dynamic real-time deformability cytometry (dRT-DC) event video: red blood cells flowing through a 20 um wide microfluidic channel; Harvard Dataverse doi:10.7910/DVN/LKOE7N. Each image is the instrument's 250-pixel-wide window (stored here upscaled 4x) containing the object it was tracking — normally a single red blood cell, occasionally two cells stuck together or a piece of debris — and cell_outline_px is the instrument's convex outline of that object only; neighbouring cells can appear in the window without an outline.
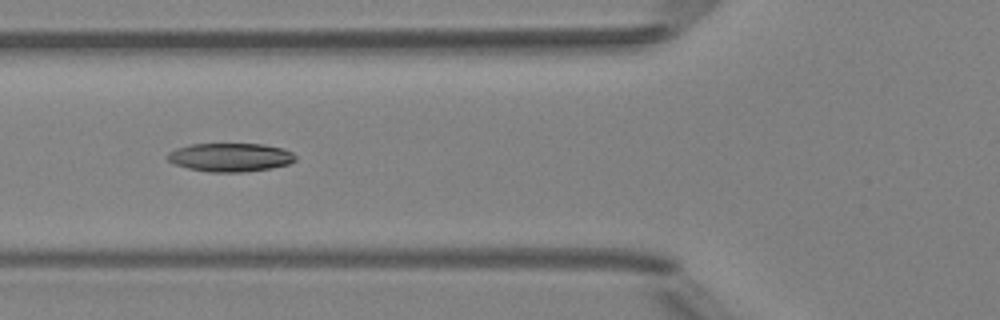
{"species": "Egyptian fruit bat (a non-hibernating species)", "species_latin": "Rousettus aegyptiacus", "temperature_condition": "room temperature", "stored_images_in_passage": 4, "camera_frame_rate_fps": 3000, "um_per_image_px": 0.085, "animal": {"sex": "female"}, "frame": {"image": 1, "passage_image": 4, "time_ms": 3.333, "image_size_px": [1000, 320], "cell_outline_px": [[296, 160], [288, 164], [272, 168], [244, 172], [208, 172], [188, 168], [176, 164], [168, 160], [164, 156], [168, 152], [176, 148], [188, 144], [264, 144], [284, 148], [292, 152], [296, 156]], "centroid_in_image_um": [19.57, 13.36], "position_along_channel_um": 106.2, "area_um2": 21.5}}